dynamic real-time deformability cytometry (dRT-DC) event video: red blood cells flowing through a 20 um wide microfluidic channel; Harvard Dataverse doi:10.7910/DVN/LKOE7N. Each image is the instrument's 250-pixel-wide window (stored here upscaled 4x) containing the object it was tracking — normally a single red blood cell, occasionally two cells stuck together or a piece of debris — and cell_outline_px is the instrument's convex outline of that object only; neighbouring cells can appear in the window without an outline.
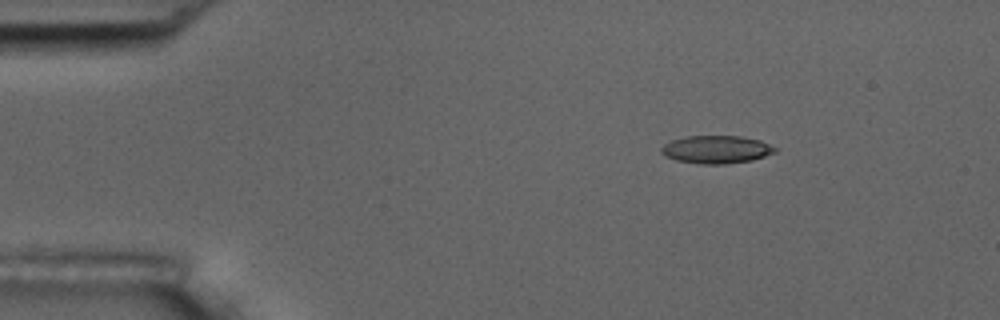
{"species": "common noctule bat (a hibernating species)", "species_latin": "Nyctalus noctula", "temperature_condition": "room temperature", "stored_images_in_passage": 3, "camera_frame_rate_fps": 3000, "um_per_image_px": 0.085, "animal": {"sex": "male", "body_mass_g": 17.5, "forearm_length_mm": 52.3}, "frame": {"image": 1, "passage_image": 1, "time_ms": 0.0, "image_size_px": [1000, 320], "cell_outline_px": [[776, 152], [752, 160], [724, 164], [704, 164], [676, 160], [664, 156], [660, 152], [660, 148], [664, 144], [672, 140], [684, 136], [740, 136], [760, 140], [776, 148]], "centroid_in_image_um": [60.85, 12.7], "position_along_channel_um": 24.1, "area_um2": 18.44}}